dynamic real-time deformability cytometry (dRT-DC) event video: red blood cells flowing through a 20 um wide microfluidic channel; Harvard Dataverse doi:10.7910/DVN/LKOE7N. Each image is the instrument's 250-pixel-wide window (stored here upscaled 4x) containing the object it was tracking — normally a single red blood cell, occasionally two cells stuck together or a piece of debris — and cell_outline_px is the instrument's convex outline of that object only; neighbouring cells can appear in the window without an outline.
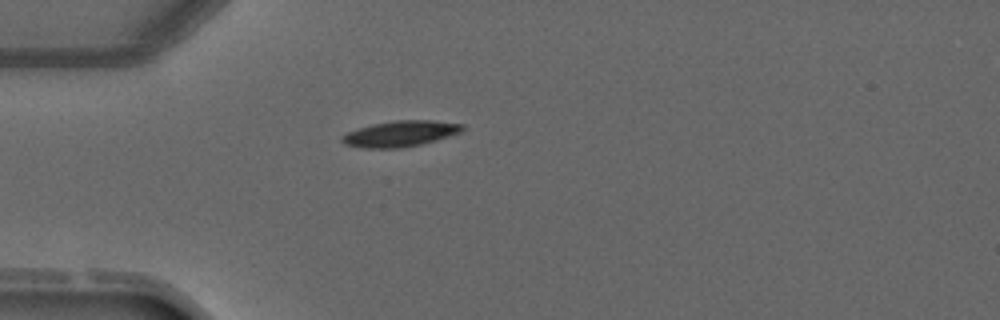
{"species": "common noctule bat (a hibernating species)", "species_latin": "Nyctalus noctula", "temperature_condition": "warm", "stored_images_in_passage": 1, "camera_frame_rate_fps": 3000, "um_per_image_px": 0.085, "animal": {"sex": "male", "forearm_length_mm": 52.5}, "frame": {"image": 1, "passage_image": 1, "time_ms": 0.0, "image_size_px": [1000, 320], "cell_outline_px": [[464, 128], [460, 132], [448, 136], [420, 144], [400, 148], [364, 148], [344, 144], [340, 140], [340, 136], [348, 132], [372, 124], [396, 120], [432, 120], [464, 124]], "centroid_in_image_um": [34.0, 11.36], "position_along_channel_um": 51.0, "area_um2": 17.98}}